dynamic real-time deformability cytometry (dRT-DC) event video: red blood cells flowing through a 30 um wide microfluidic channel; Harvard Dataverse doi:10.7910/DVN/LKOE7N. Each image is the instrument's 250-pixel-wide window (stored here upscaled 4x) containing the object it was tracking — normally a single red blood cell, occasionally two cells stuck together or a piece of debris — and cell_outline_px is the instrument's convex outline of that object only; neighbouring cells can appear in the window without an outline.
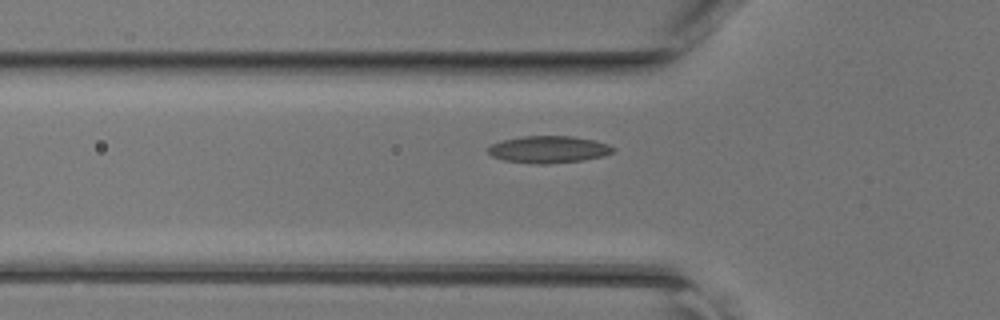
{"species": "common noctule bat (a hibernating species)", "species_latin": "Nyctalus noctula", "temperature_condition": "room temperature", "stored_images_in_passage": 30, "camera_frame_rate_fps": 3000, "um_per_image_px": 0.085, "animal": {"sex": "female", "body_mass_g": 17.0, "forearm_length_mm": 48.0}, "frame": {"image": 1, "passage_image": 3, "time_ms": 0.667, "image_size_px": [1000, 320], "cell_outline_px": [[616, 148], [612, 152], [604, 156], [584, 160], [548, 164], [536, 164], [504, 160], [492, 156], [488, 152], [488, 148], [492, 144], [500, 140], [520, 136], [572, 136], [596, 140], [608, 144]], "centroid_in_image_um": [46.64, 12.69], "position_along_channel_um": 79.2, "area_um2": 19.88}}
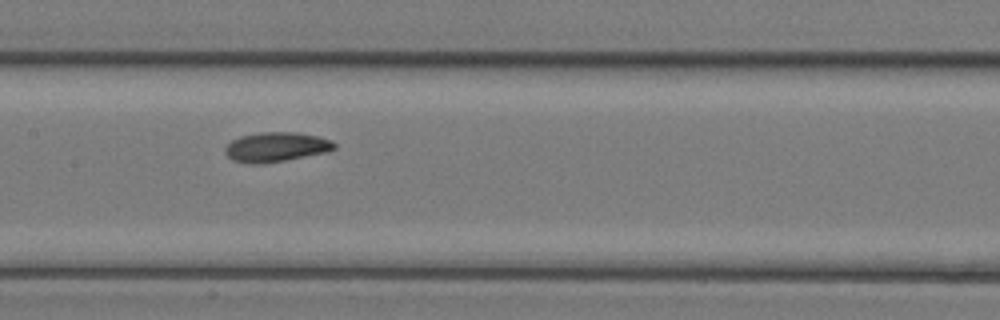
{"frame": {"image": 2, "passage_image": 10, "time_ms": 3.0, "image_size_px": [1000, 320], "cell_outline_px": [[336, 148], [328, 152], [284, 160], [260, 164], [252, 164], [232, 160], [224, 152], [224, 148], [232, 140], [240, 136], [260, 132], [296, 132], [316, 136], [332, 140], [336, 144]], "centroid_in_image_um": [23.47, 12.49], "position_along_channel_um": 183.9, "area_um2": 18.84}}
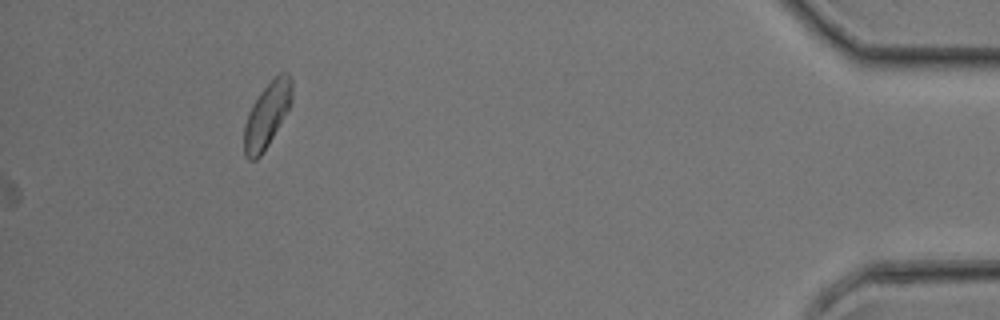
{"frame": {"image": 3, "passage_image": 30, "time_ms": 9.667, "image_size_px": [1000, 320], "cell_outline_px": [[292, 100], [288, 108], [268, 144], [260, 156], [256, 160], [248, 160], [244, 156], [244, 124], [248, 112], [252, 104], [260, 92], [280, 72], [288, 72], [292, 80]], "centroid_in_image_um": [22.67, 9.77], "position_along_channel_um": 412.5, "area_um2": 17.86}}